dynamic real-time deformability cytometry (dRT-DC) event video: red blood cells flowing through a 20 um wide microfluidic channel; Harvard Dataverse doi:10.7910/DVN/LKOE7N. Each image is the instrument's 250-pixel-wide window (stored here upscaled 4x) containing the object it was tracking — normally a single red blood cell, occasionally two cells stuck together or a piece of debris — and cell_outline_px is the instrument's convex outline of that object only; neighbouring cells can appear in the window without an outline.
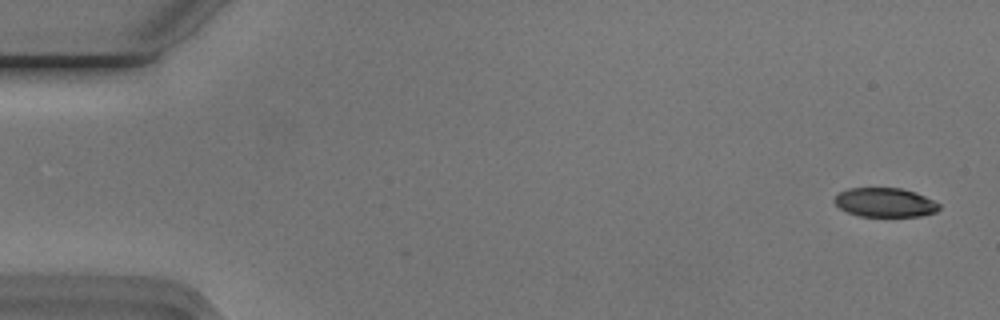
{"species": "Egyptian fruit bat (a non-hibernating species)", "species_latin": "Rousettus aegyptiacus", "temperature_condition": "cold", "stored_images_in_passage": 54, "camera_frame_rate_fps": 3000, "um_per_image_px": 0.085, "animal": {"sex": "male"}, "frame": {"image": 1, "passage_image": 2, "time_ms": 0.333, "image_size_px": [1000, 320], "cell_outline_px": [[940, 208], [936, 212], [920, 216], [860, 216], [848, 212], [840, 208], [832, 200], [840, 192], [848, 188], [900, 188], [916, 192], [940, 204]], "centroid_in_image_um": [75.22, 17.2], "position_along_channel_um": 9.8, "area_um2": 17.69}}
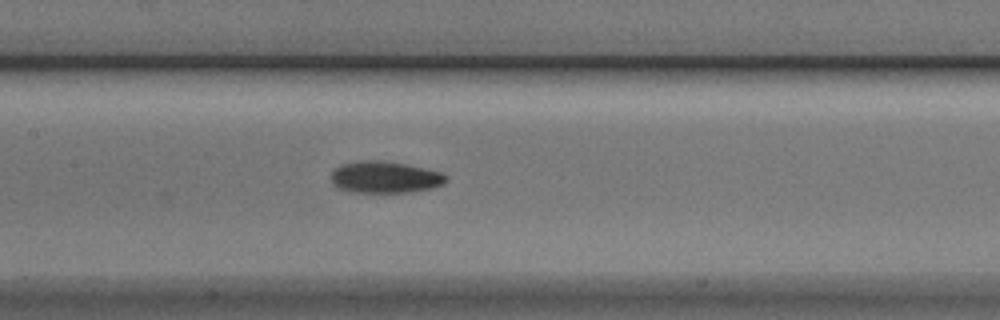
{"frame": {"image": 2, "passage_image": 26, "time_ms": 8.333, "image_size_px": [1000, 320], "cell_outline_px": [[448, 180], [444, 184], [432, 188], [408, 192], [348, 192], [336, 188], [332, 184], [332, 172], [340, 164], [356, 160], [384, 160], [408, 164], [444, 172], [448, 176]], "centroid_in_image_um": [32.73, 15.05], "position_along_channel_um": 174.7, "area_um2": 21.79}}
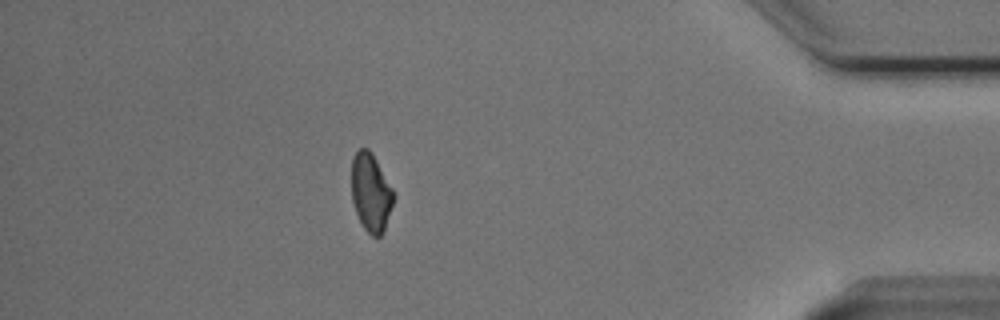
{"frame": {"image": 3, "passage_image": 48, "time_ms": 15.667, "image_size_px": [1000, 320], "cell_outline_px": [[396, 196], [384, 232], [380, 236], [372, 236], [364, 228], [356, 212], [352, 200], [352, 156], [360, 148], [368, 148], [372, 152], [392, 188]], "centroid_in_image_um": [31.54, 16.36], "position_along_channel_um": 403.7, "area_um2": 19.25}, "authors_computed_cell_mechanics": {"area_um2": 20.1722, "velocity_mm_per_s": 3.7493, "shape_relaxation_time_tau1_ms": 5.7021, "shape_relaxation_time_tau2_ms": 9.4241, "deformation_change_tau1": 0.1608, "deformation_change_tau2": 0.1513}}